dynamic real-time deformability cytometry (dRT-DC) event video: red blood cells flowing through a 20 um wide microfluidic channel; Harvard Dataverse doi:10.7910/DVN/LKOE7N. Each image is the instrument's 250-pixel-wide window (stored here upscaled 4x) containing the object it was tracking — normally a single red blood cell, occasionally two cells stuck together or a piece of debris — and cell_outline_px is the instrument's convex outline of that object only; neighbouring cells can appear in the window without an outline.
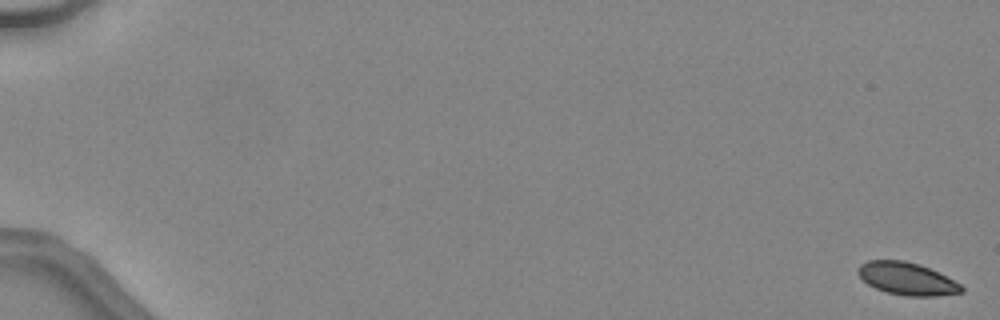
{"species": "common noctule bat (a hibernating species)", "species_latin": "Nyctalus noctula", "temperature_condition": "warm", "stored_images_in_passage": 9, "camera_frame_rate_fps": 3000, "um_per_image_px": 0.085, "animal": {"sex": "female", "body_mass_g": 24.6, "forearm_length_mm": 56.2}, "frame": {"image": 1, "passage_image": 1, "time_ms": 0.0, "image_size_px": [1000, 320], "cell_outline_px": [[964, 292], [936, 296], [904, 296], [888, 292], [876, 288], [868, 284], [856, 272], [860, 264], [868, 260], [904, 260], [920, 264], [960, 284], [964, 288]], "centroid_in_image_um": [77.07, 23.69], "position_along_channel_um": 7.9, "area_um2": 19.42}}